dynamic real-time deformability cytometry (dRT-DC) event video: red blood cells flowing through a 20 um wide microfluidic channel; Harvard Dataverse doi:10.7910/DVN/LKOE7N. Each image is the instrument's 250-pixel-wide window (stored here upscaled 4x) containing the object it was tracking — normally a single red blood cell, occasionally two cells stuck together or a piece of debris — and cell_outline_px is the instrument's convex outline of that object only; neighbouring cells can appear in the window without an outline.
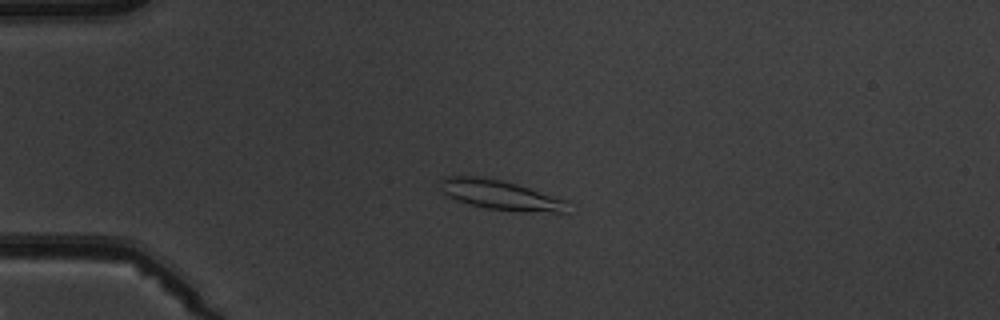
{"species": "common noctule bat (a hibernating species)", "species_latin": "Nyctalus noctula", "temperature_condition": "warm", "stored_images_in_passage": 5, "camera_frame_rate_fps": 3000, "um_per_image_px": 0.085, "animal": {"sex": "male", "body_mass_g": 19.5, "forearm_length_mm": 54.6}, "frame": {"image": 1, "passage_image": 4, "time_ms": 3.667, "image_size_px": [1000, 320], "cell_outline_px": [[568, 212], [520, 212], [488, 208], [468, 204], [456, 200], [440, 192], [440, 180], [444, 176], [484, 176], [516, 184], [564, 200]], "centroid_in_image_um": [42.43, 16.57], "position_along_channel_um": 42.6, "area_um2": 21.85}}